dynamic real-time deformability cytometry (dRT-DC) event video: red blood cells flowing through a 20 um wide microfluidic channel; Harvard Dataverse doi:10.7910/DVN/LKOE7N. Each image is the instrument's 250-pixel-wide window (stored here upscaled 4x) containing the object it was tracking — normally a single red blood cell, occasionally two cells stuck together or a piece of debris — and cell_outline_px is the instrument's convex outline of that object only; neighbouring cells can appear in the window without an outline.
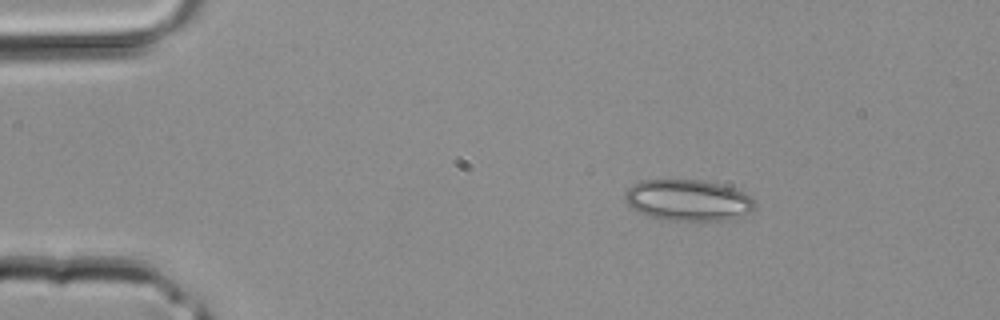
{"species": "common noctule bat (a hibernating species)", "species_latin": "Nyctalus noctula", "temperature_condition": "room temperature", "stored_images_in_passage": 2, "camera_frame_rate_fps": 3000, "um_per_image_px": 0.085, "animal": {"sex": "male", "body_mass_g": 20.4}, "frame": {"image": 1, "passage_image": 1, "time_ms": 0.0, "image_size_px": [1000, 320], "cell_outline_px": [[756, 208], [748, 212], [728, 220], [668, 220], [648, 216], [632, 208], [624, 200], [624, 192], [632, 184], [640, 180], [700, 180], [720, 184], [736, 188], [752, 196], [756, 204]], "centroid_in_image_um": [58.48, 17.01], "position_along_channel_um": 26.5, "area_um2": 31.33}}